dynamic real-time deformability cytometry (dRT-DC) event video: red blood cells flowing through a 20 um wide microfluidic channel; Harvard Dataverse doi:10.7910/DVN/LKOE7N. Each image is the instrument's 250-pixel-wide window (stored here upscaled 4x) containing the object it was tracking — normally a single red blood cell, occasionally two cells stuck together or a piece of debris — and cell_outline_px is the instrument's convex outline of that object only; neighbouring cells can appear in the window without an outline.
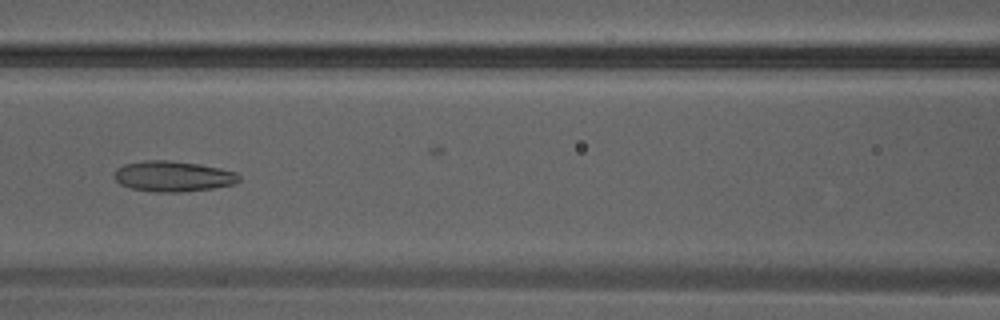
{"species": "Egyptian fruit bat (a non-hibernating species)", "species_latin": "Rousettus aegyptiacus", "temperature_condition": "warm", "stored_images_in_passage": 36, "camera_frame_rate_fps": 3000, "um_per_image_px": 0.085, "animal": {"sex": "male"}, "frame": {"image": 1, "passage_image": 16, "time_ms": 5.0, "image_size_px": [1000, 320], "cell_outline_px": [[240, 180], [236, 184], [212, 188], [180, 192], [156, 192], [132, 188], [120, 184], [112, 176], [116, 168], [124, 164], [144, 160], [168, 160], [200, 164], [220, 168], [236, 172], [240, 176]], "centroid_in_image_um": [14.7, 14.98], "position_along_channel_um": 151.9, "area_um2": 22.37}}
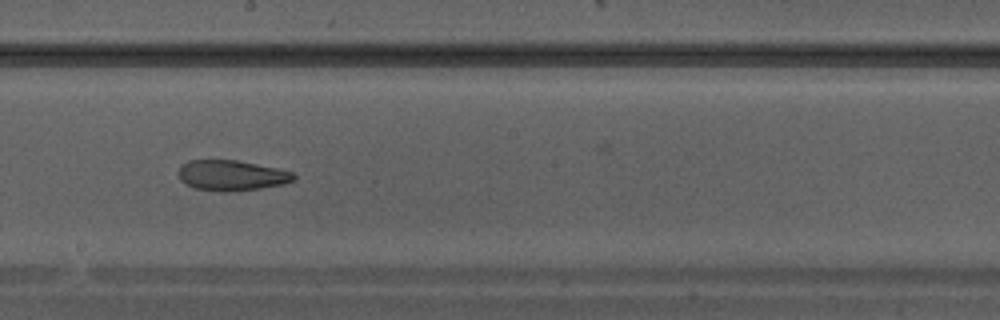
{"frame": {"image": 2, "passage_image": 20, "time_ms": 6.333, "image_size_px": [1000, 320], "cell_outline_px": [[296, 180], [284, 184], [260, 188], [232, 192], [220, 192], [196, 188], [184, 184], [180, 180], [180, 164], [188, 160], [236, 160], [276, 168], [292, 172], [296, 176]], "centroid_in_image_um": [19.68, 14.92], "position_along_channel_um": 228.5, "area_um2": 20.52}}